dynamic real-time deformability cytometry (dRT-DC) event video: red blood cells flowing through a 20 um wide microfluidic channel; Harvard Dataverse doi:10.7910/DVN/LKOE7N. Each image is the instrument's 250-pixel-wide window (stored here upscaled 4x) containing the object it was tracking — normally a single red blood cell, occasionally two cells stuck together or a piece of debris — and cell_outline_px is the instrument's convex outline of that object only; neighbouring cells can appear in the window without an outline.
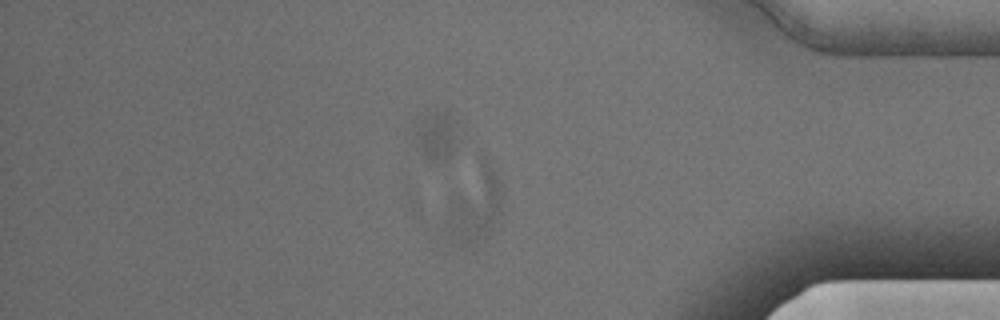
{"species": "Egyptian fruit bat (a non-hibernating species)", "species_latin": "Rousettus aegyptiacus", "temperature_condition": "cold", "stored_images_in_passage": 40, "camera_frame_rate_fps": 3000, "um_per_image_px": 0.085, "animal": {"sex": "male"}, "frame": {"image": 1, "passage_image": 40, "time_ms": 13.0, "image_size_px": [1000, 320], "cell_outline_px": [[504, 204], [500, 216], [484, 240], [468, 248], [448, 244], [444, 228], [444, 224], [448, 208], [452, 200], [480, 156], [488, 160], [496, 176], [504, 200]], "centroid_in_image_um": [40.33, 17.6], "position_along_channel_um": 394.9, "area_um2": 25.14}}